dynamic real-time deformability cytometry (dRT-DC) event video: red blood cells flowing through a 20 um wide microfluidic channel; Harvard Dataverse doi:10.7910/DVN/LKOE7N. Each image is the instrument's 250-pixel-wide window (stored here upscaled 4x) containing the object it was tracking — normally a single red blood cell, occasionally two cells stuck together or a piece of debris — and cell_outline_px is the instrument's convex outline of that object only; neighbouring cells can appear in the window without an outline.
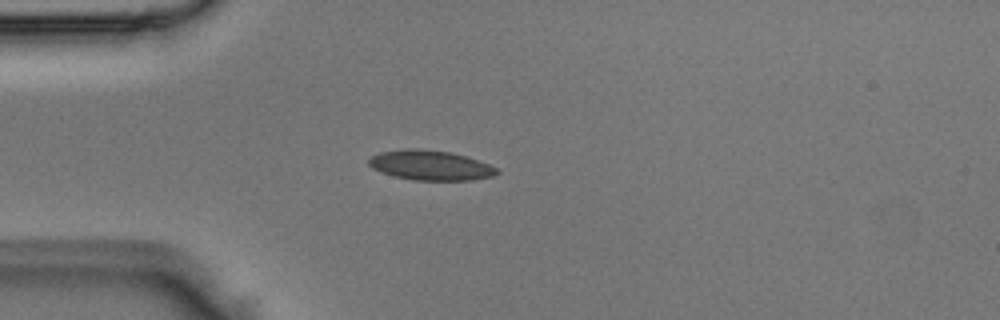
{"species": "Egyptian fruit bat (a non-hibernating species)", "species_latin": "Rousettus aegyptiacus", "temperature_condition": "room temperature", "stored_images_in_passage": 37, "camera_frame_rate_fps": 3000, "um_per_image_px": 0.085, "animal": {"sex": "male"}, "frame": {"image": 1, "passage_image": 1, "time_ms": 0.0, "image_size_px": [1000, 320], "cell_outline_px": [[500, 172], [492, 176], [472, 180], [412, 180], [380, 172], [372, 168], [368, 164], [368, 160], [372, 156], [380, 152], [404, 148], [416, 148], [452, 152], [488, 164], [496, 168]], "centroid_in_image_um": [36.55, 14.04], "position_along_channel_um": 48.5, "area_um2": 22.2}}
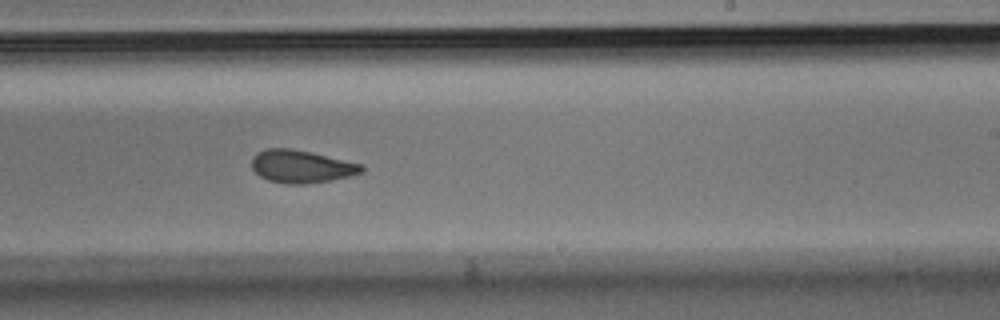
{"frame": {"image": 2, "passage_image": 18, "time_ms": 5.667, "image_size_px": [1000, 320], "cell_outline_px": [[364, 172], [348, 176], [328, 180], [304, 184], [288, 184], [268, 180], [260, 176], [252, 168], [252, 156], [256, 152], [264, 148], [292, 148], [312, 152], [364, 164]], "centroid_in_image_um": [25.61, 14.13], "position_along_channel_um": 263.4, "area_um2": 21.1}}
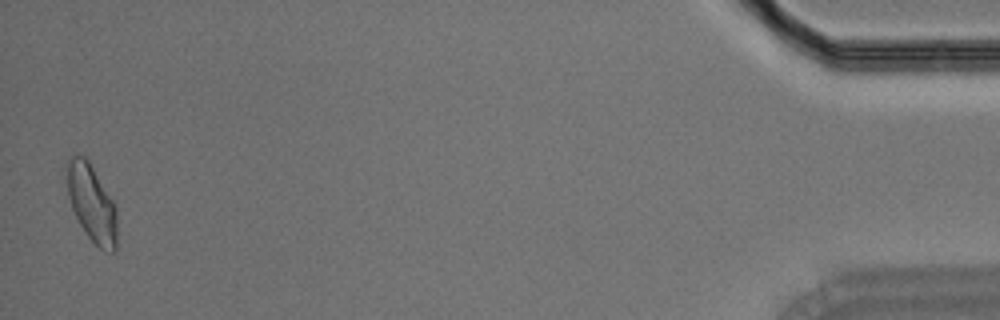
{"frame": {"image": 3, "passage_image": 37, "time_ms": 12.0, "image_size_px": [1000, 320], "cell_outline_px": [[116, 252], [104, 252], [88, 236], [80, 224], [72, 208], [68, 196], [64, 164], [76, 152], [84, 156], [88, 160], [112, 200], [116, 208]], "centroid_in_image_um": [7.76, 17.23], "position_along_channel_um": 427.4, "area_um2": 22.6}}